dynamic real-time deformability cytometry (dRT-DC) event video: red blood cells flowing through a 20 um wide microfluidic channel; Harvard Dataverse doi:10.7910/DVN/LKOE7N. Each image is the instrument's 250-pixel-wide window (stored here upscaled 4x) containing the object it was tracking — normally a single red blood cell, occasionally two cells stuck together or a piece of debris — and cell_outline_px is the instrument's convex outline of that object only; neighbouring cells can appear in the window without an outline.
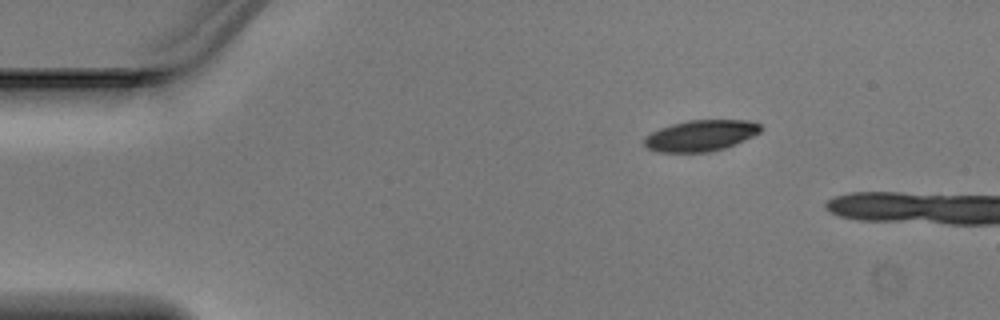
{"species": "Egyptian fruit bat (a non-hibernating species)", "species_latin": "Rousettus aegyptiacus", "temperature_condition": "warm", "stored_images_in_passage": 5, "segment_of_instrument_passage": [1, 2], "camera_frame_rate_fps": 3000, "um_per_image_px": 0.085, "animal": {"sex": "male"}, "frame": {"image": 1, "passage_image": 1, "time_ms": 0.0, "image_size_px": [1000, 320], "cell_outline_px": [[760, 132], [744, 140], [724, 148], [708, 152], [656, 152], [648, 148], [644, 144], [644, 136], [660, 128], [672, 124], [688, 120], [748, 120], [760, 124]], "centroid_in_image_um": [59.53, 11.52], "position_along_channel_um": 25.5, "area_um2": 20.98}}
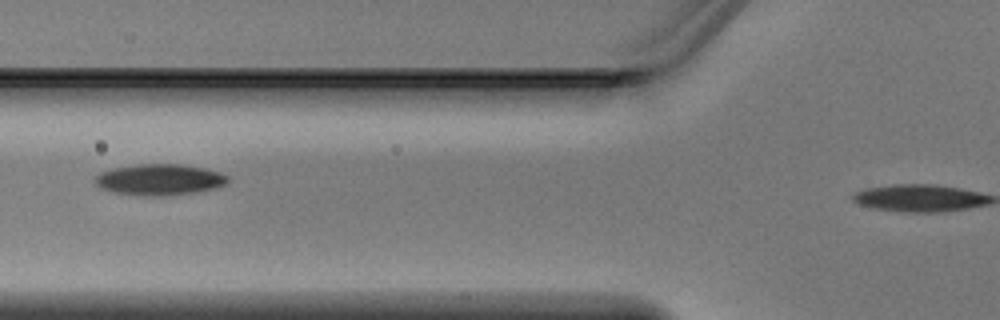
{"frame": {"image": 2, "passage_image": 4, "time_ms": 1.0, "image_size_px": [1000, 320], "cell_outline_px": [[228, 180], [224, 184], [216, 188], [192, 192], [160, 196], [152, 196], [116, 192], [100, 188], [96, 184], [96, 176], [100, 172], [112, 168], [136, 164], [180, 164], [204, 168], [220, 172], [228, 176]], "centroid_in_image_um": [13.56, 15.25], "position_along_channel_um": 112.2, "area_um2": 23.76}}